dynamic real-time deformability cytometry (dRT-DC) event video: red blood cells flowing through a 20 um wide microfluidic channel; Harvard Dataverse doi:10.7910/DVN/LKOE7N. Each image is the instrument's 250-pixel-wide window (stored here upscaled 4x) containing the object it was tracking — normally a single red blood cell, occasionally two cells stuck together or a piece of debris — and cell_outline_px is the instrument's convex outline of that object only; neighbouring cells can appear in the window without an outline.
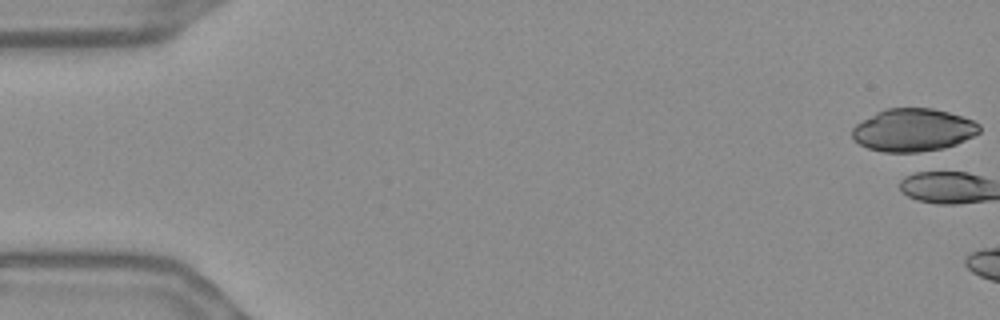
{"species": "Egyptian fruit bat (a non-hibernating species)", "species_latin": "Rousettus aegyptiacus", "temperature_condition": "warm", "stored_images_in_passage": 9, "camera_frame_rate_fps": 3000, "um_per_image_px": 0.085, "frame": {"image": 1, "passage_image": 1, "time_ms": 0.0, "image_size_px": [1000, 320], "cell_outline_px": [[980, 132], [956, 144], [944, 148], [920, 152], [884, 152], [868, 148], [852, 140], [852, 128], [856, 124], [876, 112], [884, 108], [932, 108], [948, 112], [972, 120], [980, 124]], "centroid_in_image_um": [77.59, 11.05], "position_along_channel_um": 7.4, "area_um2": 31.73}}